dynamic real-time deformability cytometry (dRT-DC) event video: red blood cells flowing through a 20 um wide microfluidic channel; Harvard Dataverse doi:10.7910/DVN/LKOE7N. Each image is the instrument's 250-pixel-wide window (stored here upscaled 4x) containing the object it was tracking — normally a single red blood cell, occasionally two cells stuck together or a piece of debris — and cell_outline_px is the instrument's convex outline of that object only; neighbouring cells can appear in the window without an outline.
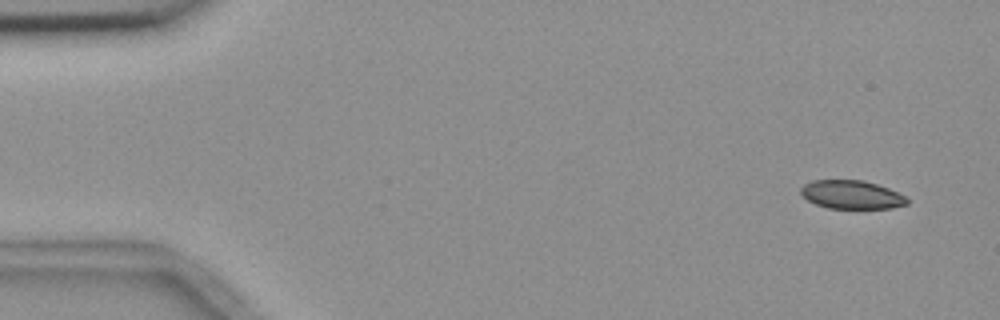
{"species": "common noctule bat (a hibernating species)", "species_latin": "Nyctalus noctula", "temperature_condition": "room temperature", "stored_images_in_passage": 5, "camera_frame_rate_fps": 3000, "um_per_image_px": 0.085, "animal": {"sex": "female", "body_mass_g": 18.4}, "frame": {"image": 1, "passage_image": 1, "time_ms": 0.0, "image_size_px": [1000, 320], "cell_outline_px": [[908, 204], [892, 208], [828, 208], [816, 204], [808, 200], [800, 192], [800, 188], [804, 184], [812, 180], [864, 180], [888, 188], [904, 196], [908, 200]], "centroid_in_image_um": [72.37, 16.54], "position_along_channel_um": 12.6, "area_um2": 17.51}}
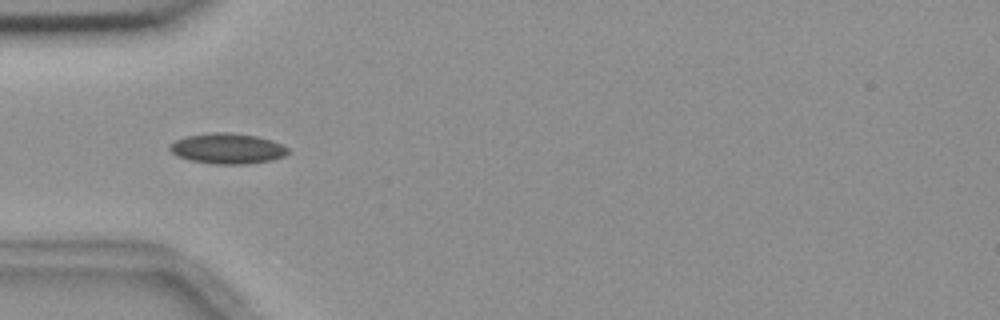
{"frame": {"image": 2, "passage_image": 5, "time_ms": 4.667, "image_size_px": [1000, 320], "cell_outline_px": [[288, 152], [284, 156], [272, 160], [248, 164], [212, 164], [188, 160], [176, 156], [168, 148], [168, 144], [184, 136], [212, 132], [228, 132], [256, 136], [272, 140], [288, 148]], "centroid_in_image_um": [19.28, 12.63], "position_along_channel_um": 65.7, "area_um2": 21.21}}